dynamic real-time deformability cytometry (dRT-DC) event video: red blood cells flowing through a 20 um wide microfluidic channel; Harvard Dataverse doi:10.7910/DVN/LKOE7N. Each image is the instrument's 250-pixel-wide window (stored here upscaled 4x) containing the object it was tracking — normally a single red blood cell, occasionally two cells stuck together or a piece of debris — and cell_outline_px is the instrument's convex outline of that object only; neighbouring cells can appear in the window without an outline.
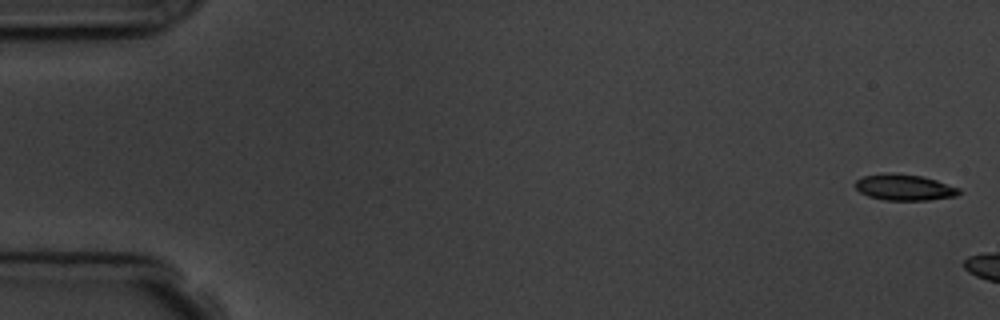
{"species": "common noctule bat (a hibernating species)", "species_latin": "Nyctalus noctula", "temperature_condition": "room temperature", "stored_images_in_passage": 3, "camera_frame_rate_fps": 3000, "um_per_image_px": 0.085, "animal": {"sex": "male", "body_mass_g": 19.5, "forearm_length_mm": 54.6}, "frame": {"image": 1, "passage_image": 1, "time_ms": 0.0, "image_size_px": [1000, 320], "cell_outline_px": [[964, 192], [956, 196], [928, 200], [884, 200], [868, 196], [860, 192], [852, 184], [856, 180], [864, 176], [892, 172], [924, 176], [960, 188]], "centroid_in_image_um": [76.88, 15.92], "position_along_channel_um": 8.1, "area_um2": 16.01}}